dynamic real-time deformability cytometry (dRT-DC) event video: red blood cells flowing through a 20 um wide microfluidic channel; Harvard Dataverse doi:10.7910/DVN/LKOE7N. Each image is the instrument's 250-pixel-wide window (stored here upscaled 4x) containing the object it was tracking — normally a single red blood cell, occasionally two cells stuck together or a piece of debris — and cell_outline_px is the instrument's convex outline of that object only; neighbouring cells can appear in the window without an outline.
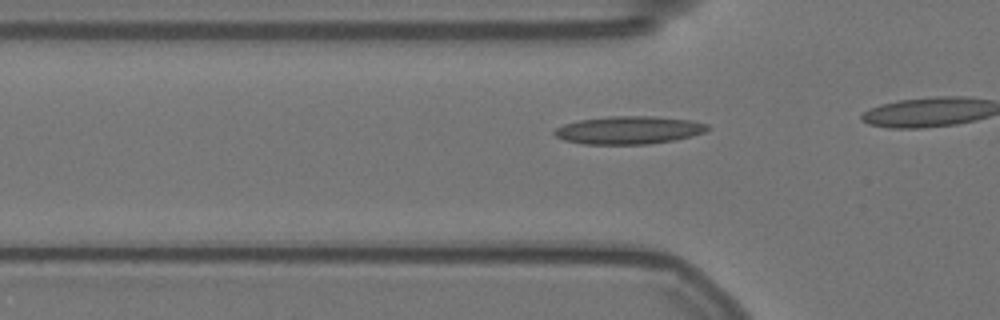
{"species": "Egyptian fruit bat (a non-hibernating species)", "species_latin": "Rousettus aegyptiacus", "temperature_condition": "warm", "stored_images_in_passage": 12, "camera_frame_rate_fps": 3000, "um_per_image_px": 0.085, "animal": {"sex": "female"}, "frame": {"image": 1, "passage_image": 7, "time_ms": 2.0, "image_size_px": [1000, 320], "cell_outline_px": [[712, 128], [704, 132], [676, 140], [648, 144], [584, 144], [564, 140], [556, 136], [552, 132], [556, 128], [564, 124], [580, 120], [608, 116], [652, 116], [692, 120], [708, 124]], "centroid_in_image_um": [53.47, 11.06], "position_along_channel_um": 72.3, "area_um2": 24.97}}